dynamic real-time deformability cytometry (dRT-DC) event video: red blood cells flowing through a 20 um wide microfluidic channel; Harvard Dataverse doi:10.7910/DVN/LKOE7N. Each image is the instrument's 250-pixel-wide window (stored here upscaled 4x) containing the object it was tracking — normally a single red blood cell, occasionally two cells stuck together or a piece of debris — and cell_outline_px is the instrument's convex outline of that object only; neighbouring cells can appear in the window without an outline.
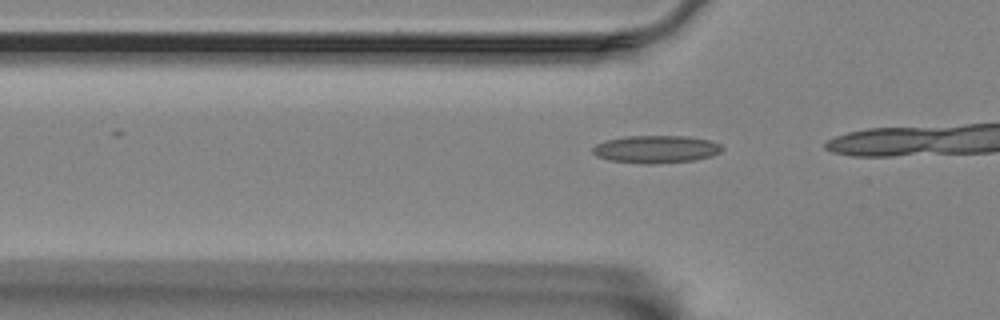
{"species": "Egyptian fruit bat (a non-hibernating species)", "species_latin": "Rousettus aegyptiacus", "temperature_condition": "room temperature", "stored_images_in_passage": 12, "camera_frame_rate_fps": 3000, "um_per_image_px": 0.085, "animal": {"sex": "female"}, "frame": {"image": 1, "passage_image": 10, "time_ms": 3.0, "image_size_px": [1000, 320], "cell_outline_px": [[724, 148], [720, 152], [712, 156], [692, 160], [652, 164], [644, 164], [612, 160], [596, 156], [592, 152], [592, 148], [596, 144], [604, 140], [628, 136], [688, 136], [708, 140], [720, 144]], "centroid_in_image_um": [55.75, 12.68], "position_along_channel_um": 70.0, "area_um2": 20.75}}